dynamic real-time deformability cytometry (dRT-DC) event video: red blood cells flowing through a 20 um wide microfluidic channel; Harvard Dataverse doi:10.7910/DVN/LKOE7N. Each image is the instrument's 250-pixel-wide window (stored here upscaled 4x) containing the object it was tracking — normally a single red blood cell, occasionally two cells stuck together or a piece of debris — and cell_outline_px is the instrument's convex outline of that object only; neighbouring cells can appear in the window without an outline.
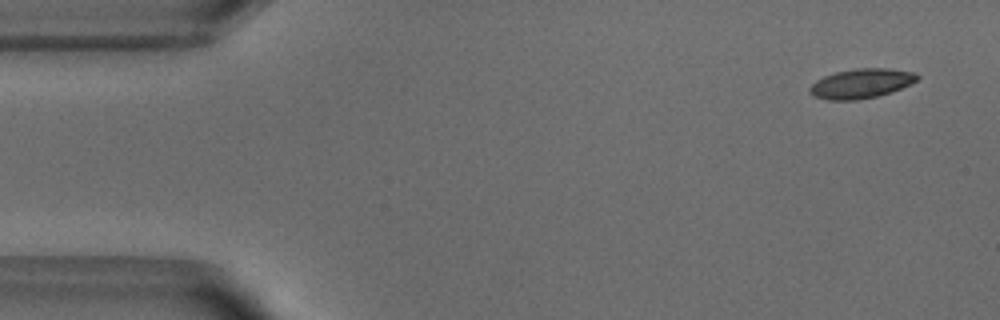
{"species": "common noctule bat (a hibernating species)", "species_latin": "Nyctalus noctula", "temperature_condition": "warm", "stored_images_in_passage": 50, "camera_frame_rate_fps": 3000, "um_per_image_px": 0.085, "animal": {"sex": "male", "body_mass_g": 18.8}, "frame": {"image": 1, "passage_image": 3, "time_ms": 0.667, "image_size_px": [1000, 320], "cell_outline_px": [[920, 76], [916, 80], [892, 92], [876, 96], [856, 100], [828, 100], [816, 96], [808, 92], [808, 88], [816, 80], [824, 76], [836, 72], [856, 68], [888, 68], [916, 72]], "centroid_in_image_um": [73.19, 7.09], "position_along_channel_um": 11.8, "area_um2": 18.44}}
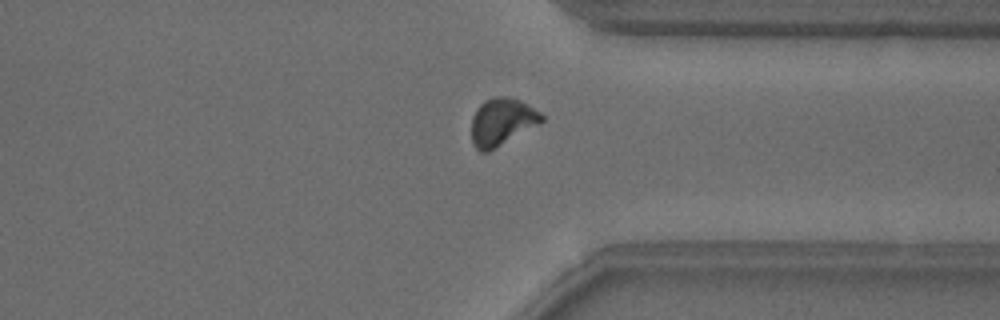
{"frame": {"image": 2, "passage_image": 39, "time_ms": 12.667, "image_size_px": [1000, 320], "cell_outline_px": [[544, 120], [540, 124], [488, 152], [480, 152], [472, 144], [472, 116], [476, 108], [484, 100], [496, 96], [508, 96], [520, 100], [528, 104], [540, 112], [544, 116]], "centroid_in_image_um": [42.66, 10.35], "position_along_channel_um": 368.7, "area_um2": 19.59}}
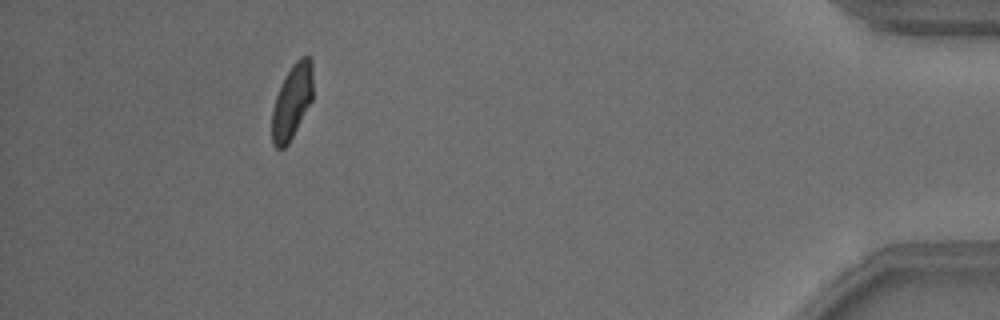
{"frame": {"image": 3, "passage_image": 47, "time_ms": 15.333, "image_size_px": [1000, 320], "cell_outline_px": [[312, 100], [288, 144], [284, 148], [276, 148], [272, 144], [272, 108], [276, 96], [292, 64], [300, 56], [308, 56], [312, 60]], "centroid_in_image_um": [24.82, 8.63], "position_along_channel_um": 410.4, "area_um2": 17.57}, "authors_computed_cell_mechanics": {"area_um2": 18.785, "velocity_mm_per_s": 3.8565, "shape_relaxation_time_tau1_ms": 2.6156, "shape_relaxation_time_tau2_ms": 1.197, "deformation_change_tau1": 0.1348, "deformation_change_tau2": 0.0731}}